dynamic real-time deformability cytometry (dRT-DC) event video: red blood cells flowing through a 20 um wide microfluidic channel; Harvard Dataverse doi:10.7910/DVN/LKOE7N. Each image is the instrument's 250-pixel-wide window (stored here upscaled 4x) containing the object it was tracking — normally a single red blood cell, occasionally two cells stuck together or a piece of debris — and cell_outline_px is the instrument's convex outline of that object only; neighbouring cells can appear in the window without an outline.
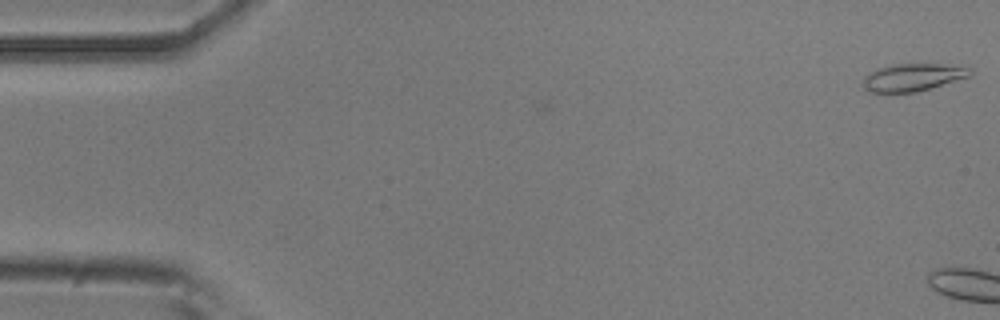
{"species": "common noctule bat (a hibernating species)", "species_latin": "Nyctalus noctula", "temperature_condition": "room temperature", "stored_images_in_passage": 4, "camera_frame_rate_fps": 3000, "um_per_image_px": 0.085, "animal": {"sex": "male", "body_mass_g": 20.5, "forearm_length_mm": 52.5}, "frame": {"image": 1, "passage_image": 1, "time_ms": 0.0, "image_size_px": [1000, 320], "cell_outline_px": [[972, 72], [968, 76], [916, 92], [868, 92], [864, 88], [864, 76], [880, 68], [896, 64], [940, 64], [972, 68]], "centroid_in_image_um": [77.57, 6.57], "position_along_channel_um": 7.4, "area_um2": 16.65}}